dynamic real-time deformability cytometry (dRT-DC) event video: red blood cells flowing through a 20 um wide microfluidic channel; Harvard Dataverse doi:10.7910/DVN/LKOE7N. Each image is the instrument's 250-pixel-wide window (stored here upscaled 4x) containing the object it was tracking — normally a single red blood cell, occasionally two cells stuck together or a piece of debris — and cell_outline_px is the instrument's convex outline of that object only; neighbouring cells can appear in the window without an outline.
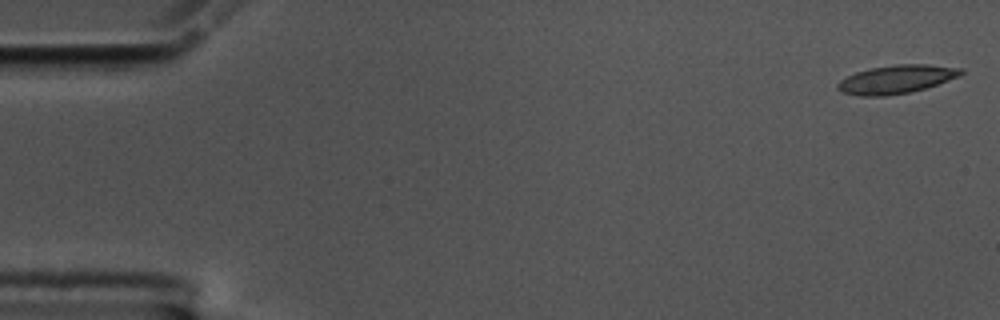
{"species": "common noctule bat (a hibernating species)", "species_latin": "Nyctalus noctula", "temperature_condition": "cold", "stored_images_in_passage": 7, "camera_frame_rate_fps": 3000, "um_per_image_px": 0.085, "animal": {"sex": "male", "body_mass_g": 17.5, "forearm_length_mm": 52.3}, "frame": {"image": 1, "passage_image": 1, "time_ms": 0.0, "image_size_px": [1000, 320], "cell_outline_px": [[964, 72], [960, 76], [912, 92], [884, 96], [860, 96], [840, 92], [836, 88], [836, 84], [840, 80], [856, 72], [868, 68], [896, 64], [928, 64], [964, 68]], "centroid_in_image_um": [76.18, 6.73], "position_along_channel_um": 8.8, "area_um2": 20.58}}